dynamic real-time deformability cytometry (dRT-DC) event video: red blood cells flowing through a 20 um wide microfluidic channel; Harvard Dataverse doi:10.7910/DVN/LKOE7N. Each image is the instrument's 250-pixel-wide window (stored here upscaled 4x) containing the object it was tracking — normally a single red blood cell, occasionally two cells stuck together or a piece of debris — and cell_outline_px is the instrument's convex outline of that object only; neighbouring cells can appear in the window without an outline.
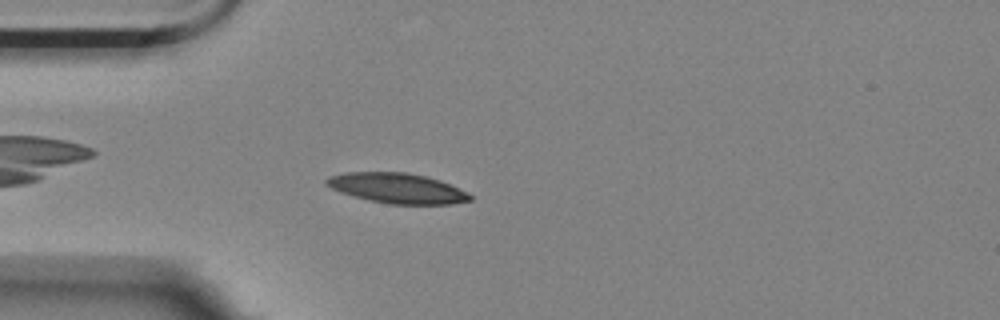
{"species": "Egyptian fruit bat (a non-hibernating species)", "species_latin": "Rousettus aegyptiacus", "temperature_condition": "room temperature", "stored_images_in_passage": 47, "camera_frame_rate_fps": 3000, "um_per_image_px": 0.085, "animal": {"sex": "female"}, "frame": {"image": 1, "passage_image": 6, "time_ms": 1.667, "image_size_px": [1000, 320], "cell_outline_px": [[472, 200], [452, 204], [388, 204], [368, 200], [340, 192], [324, 184], [324, 180], [328, 176], [344, 172], [408, 172], [428, 176], [440, 180], [468, 192], [472, 196]], "centroid_in_image_um": [33.75, 15.99], "position_along_channel_um": 51.2, "area_um2": 25.49}}
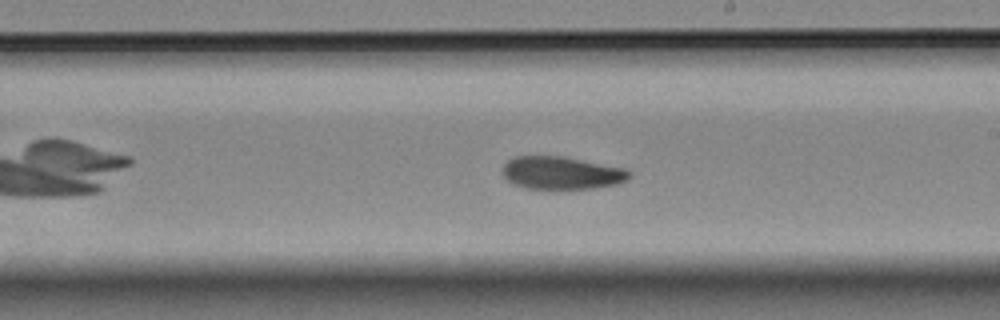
{"frame": {"image": 2, "passage_image": 23, "time_ms": 7.333, "image_size_px": [1000, 320], "cell_outline_px": [[632, 176], [628, 180], [616, 184], [596, 188], [524, 188], [512, 184], [504, 176], [504, 164], [508, 160], [516, 156], [560, 156], [624, 168], [632, 172]], "centroid_in_image_um": [47.75, 14.7], "position_along_channel_um": 241.2, "area_um2": 23.99}}
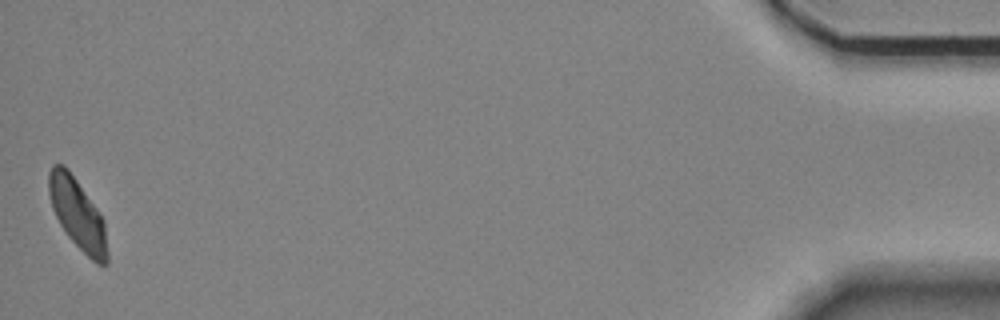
{"frame": {"image": 3, "passage_image": 47, "time_ms": 15.333, "image_size_px": [1000, 320], "cell_outline_px": [[108, 264], [96, 264], [68, 236], [60, 224], [52, 208], [48, 192], [48, 172], [52, 164], [64, 164], [68, 168], [96, 208], [104, 220], [108, 252]], "centroid_in_image_um": [6.58, 18.17], "position_along_channel_um": 428.6, "area_um2": 23.93}, "authors_computed_cell_mechanics": {"area_um2": 24.7384, "velocity_mm_per_s": 3.4933, "shape_relaxation_time_tau1_ms": 6.1189, "shape_relaxation_time_tau2_ms": 4.3837, "deformation_change_tau1": 0.1455, "deformation_change_tau2": 0.1006}}